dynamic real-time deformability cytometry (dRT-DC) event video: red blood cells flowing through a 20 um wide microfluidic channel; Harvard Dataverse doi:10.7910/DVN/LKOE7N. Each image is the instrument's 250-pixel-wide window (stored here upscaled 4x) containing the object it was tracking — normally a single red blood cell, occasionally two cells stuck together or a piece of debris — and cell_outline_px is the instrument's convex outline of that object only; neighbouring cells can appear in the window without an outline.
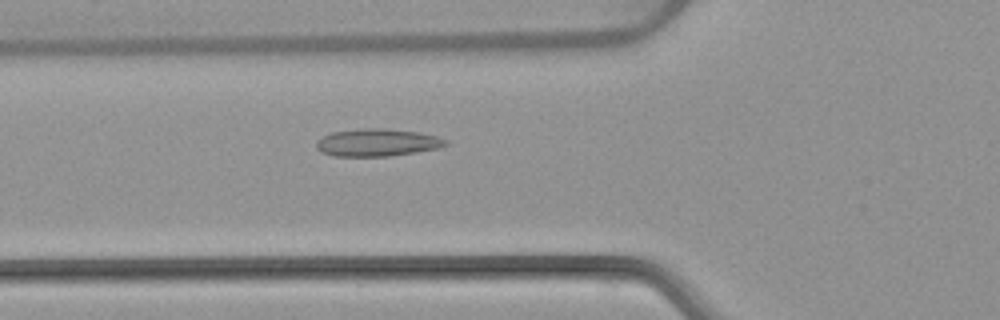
{"species": "common noctule bat (a hibernating species)", "species_latin": "Nyctalus noctula", "temperature_condition": "warm", "stored_images_in_passage": 53, "camera_frame_rate_fps": 3000, "um_per_image_px": 0.085, "animal": {"sex": "female", "body_mass_g": 22.7, "forearm_length_mm": 54.2}, "frame": {"image": 1, "passage_image": 19, "time_ms": 6.0, "image_size_px": [1000, 320], "cell_outline_px": [[448, 144], [436, 148], [416, 152], [392, 156], [332, 156], [320, 152], [316, 148], [316, 140], [332, 132], [364, 128], [384, 128], [420, 132], [436, 136], [448, 140]], "centroid_in_image_um": [32.04, 12.12], "position_along_channel_um": 93.8, "area_um2": 20.81}}
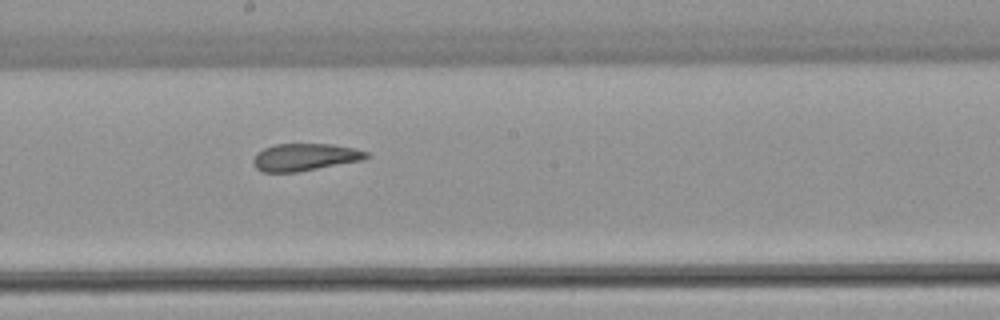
{"frame": {"image": 2, "passage_image": 29, "time_ms": 9.333, "image_size_px": [1000, 320], "cell_outline_px": [[372, 156], [364, 160], [296, 172], [260, 172], [252, 164], [252, 160], [256, 152], [264, 148], [276, 144], [328, 144], [352, 148], [368, 152]], "centroid_in_image_um": [25.89, 13.36], "position_along_channel_um": 222.3, "area_um2": 18.09}}
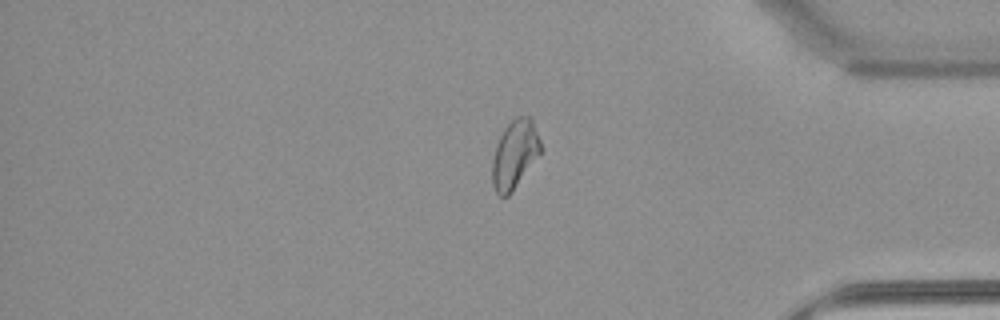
{"frame": {"image": 3, "passage_image": 44, "time_ms": 14.333, "image_size_px": [1000, 320], "cell_outline_px": [[540, 152], [512, 192], [508, 196], [500, 196], [496, 192], [492, 184], [492, 160], [496, 144], [504, 128], [516, 116], [532, 116], [540, 140]], "centroid_in_image_um": [43.73, 13.09], "position_along_channel_um": 391.5, "area_um2": 19.13}, "authors_computed_cell_mechanics": {"area_um2": 20.4612, "velocity_mm_per_s": 3.8498, "shape_relaxation_time_tau1_ms": null, "shape_relaxation_time_tau2_ms": 1.4542, "deformation_change_tau1": null, "deformation_change_tau2": 0.0765}}